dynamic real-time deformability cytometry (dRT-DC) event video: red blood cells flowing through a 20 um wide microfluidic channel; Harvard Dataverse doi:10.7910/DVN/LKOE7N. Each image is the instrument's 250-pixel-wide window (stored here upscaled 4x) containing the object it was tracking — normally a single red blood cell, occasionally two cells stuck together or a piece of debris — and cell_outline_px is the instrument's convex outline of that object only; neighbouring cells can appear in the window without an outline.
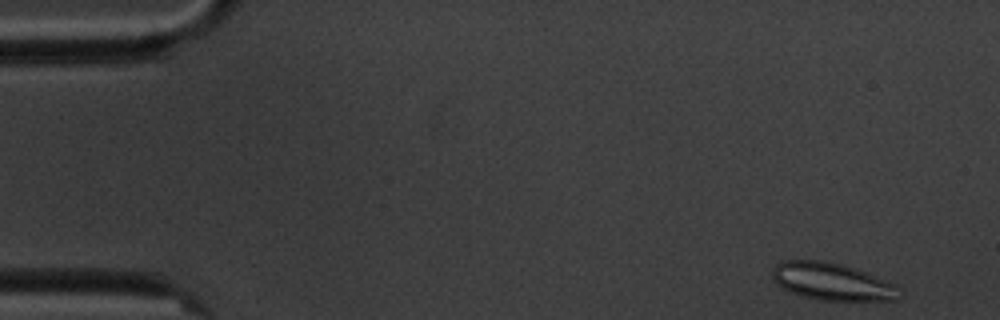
{"species": "common noctule bat (a hibernating species)", "species_latin": "Nyctalus noctula", "temperature_condition": "cold", "stored_images_in_passage": 5, "camera_frame_rate_fps": 3000, "um_per_image_px": 0.085, "animal": {"sex": "male", "body_mass_g": 20.1, "forearm_length_mm": 53.5}, "frame": {"image": 1, "passage_image": 1, "time_ms": 0.0, "image_size_px": [1000, 320], "cell_outline_px": [[904, 292], [900, 300], [820, 300], [804, 296], [792, 292], [776, 284], [772, 276], [772, 268], [776, 264], [784, 260], [824, 260], [840, 264], [864, 272], [896, 284]], "centroid_in_image_um": [70.76, 23.94], "position_along_channel_um": 14.2, "area_um2": 27.63}}
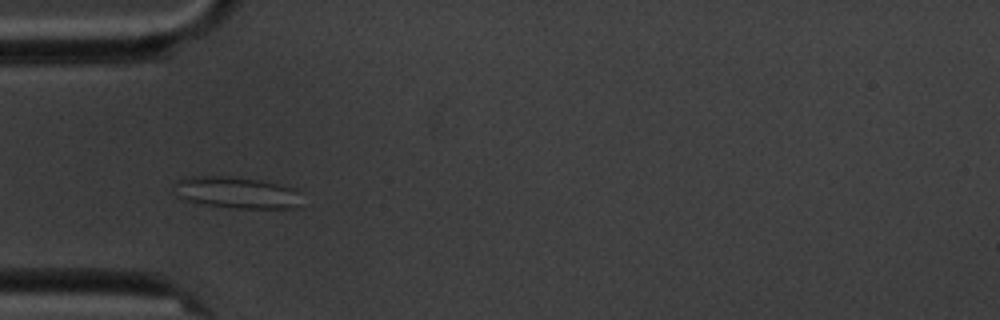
{"frame": {"image": 2, "passage_image": 4, "time_ms": 4.667, "image_size_px": [1000, 320], "cell_outline_px": [[300, 204], [296, 208], [236, 208], [204, 204], [188, 200], [176, 196], [176, 180], [184, 176], [236, 176], [260, 180], [280, 184], [292, 188], [300, 192]], "centroid_in_image_um": [20.12, 16.35], "position_along_channel_um": 64.9, "area_um2": 23.58}}
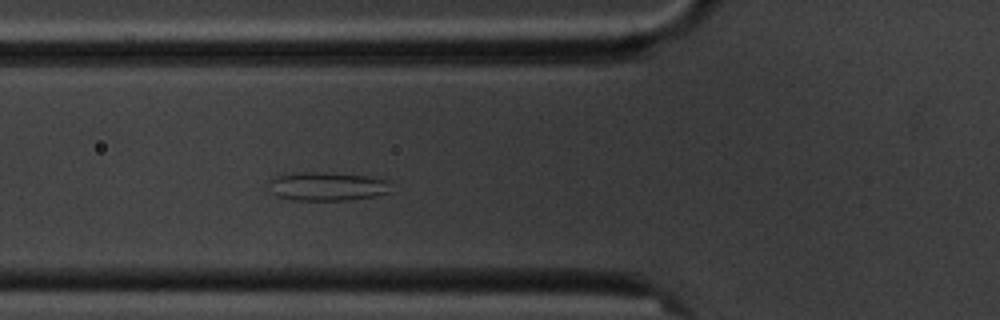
{"frame": {"image": 3, "passage_image": 5, "time_ms": 5.667, "image_size_px": [1000, 320], "cell_outline_px": [[388, 192], [372, 196], [348, 200], [292, 200], [276, 196], [272, 192], [268, 180], [276, 176], [296, 172], [324, 172], [368, 176], [388, 180]], "centroid_in_image_um": [27.74, 15.83], "position_along_channel_um": 98.1, "area_um2": 20.29}}